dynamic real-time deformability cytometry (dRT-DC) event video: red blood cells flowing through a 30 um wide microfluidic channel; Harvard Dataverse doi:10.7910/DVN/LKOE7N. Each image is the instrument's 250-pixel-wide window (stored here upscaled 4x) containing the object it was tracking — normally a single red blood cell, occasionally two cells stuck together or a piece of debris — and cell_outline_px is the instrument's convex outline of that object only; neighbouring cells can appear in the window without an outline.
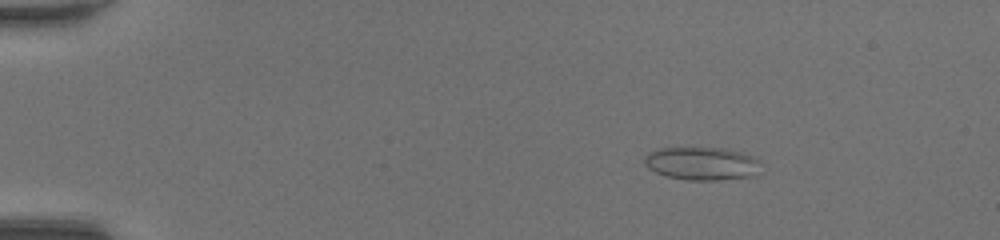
{"species": "common noctule bat (a hibernating species)", "species_latin": "Nyctalus noctula", "temperature_condition": "room temperature", "stored_images_in_passage": 43, "camera_frame_rate_fps": 3000, "um_per_image_px": 0.085, "animal": {"sex": "female", "body_mass_g": 20.0, "forearm_length_mm": 54.0}, "frame": {"image": 1, "passage_image": 3, "time_ms": 0.667, "image_size_px": [1000, 240], "cell_outline_px": [[760, 160], [756, 176], [716, 180], [688, 180], [664, 176], [648, 168], [644, 164], [644, 156], [648, 152], [656, 148], [724, 148], [740, 152], [752, 156]], "centroid_in_image_um": [59.62, 13.9], "position_along_channel_um": 25.4, "area_um2": 22.6}}
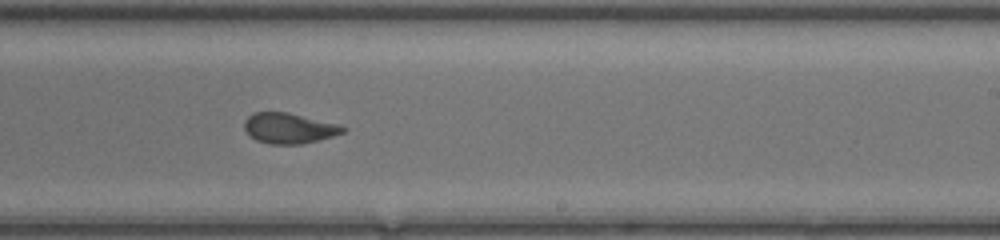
{"frame": {"image": 2, "passage_image": 26, "time_ms": 8.333, "image_size_px": [1000, 240], "cell_outline_px": [[348, 128], [344, 132], [332, 136], [300, 144], [268, 144], [256, 140], [244, 128], [244, 120], [252, 112], [288, 112], [340, 124]], "centroid_in_image_um": [24.57, 10.88], "position_along_channel_um": 264.4, "area_um2": 17.51}}
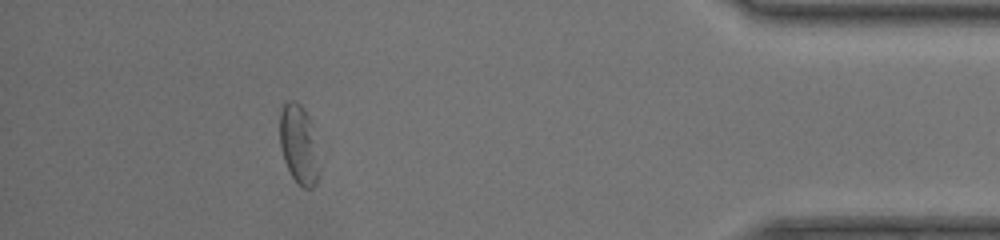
{"frame": {"image": 3, "passage_image": 39, "time_ms": 12.667, "image_size_px": [1000, 240], "cell_outline_px": [[320, 168], [316, 184], [312, 188], [304, 188], [292, 176], [284, 160], [280, 148], [280, 108], [288, 100], [296, 100], [300, 104], [308, 116], [320, 164]], "centroid_in_image_um": [25.39, 12.28], "position_along_channel_um": 409.8, "area_um2": 18.03}, "authors_computed_cell_mechanics": {"area_um2": 18.3804, "velocity_mm_per_s": 4.3843, "shape_relaxation_time_tau1_ms": 7.7075, "shape_relaxation_time_tau2_ms": 0.7701, "deformation_change_tau1": 0.1592, "deformation_change_tau2": 0.0552}}